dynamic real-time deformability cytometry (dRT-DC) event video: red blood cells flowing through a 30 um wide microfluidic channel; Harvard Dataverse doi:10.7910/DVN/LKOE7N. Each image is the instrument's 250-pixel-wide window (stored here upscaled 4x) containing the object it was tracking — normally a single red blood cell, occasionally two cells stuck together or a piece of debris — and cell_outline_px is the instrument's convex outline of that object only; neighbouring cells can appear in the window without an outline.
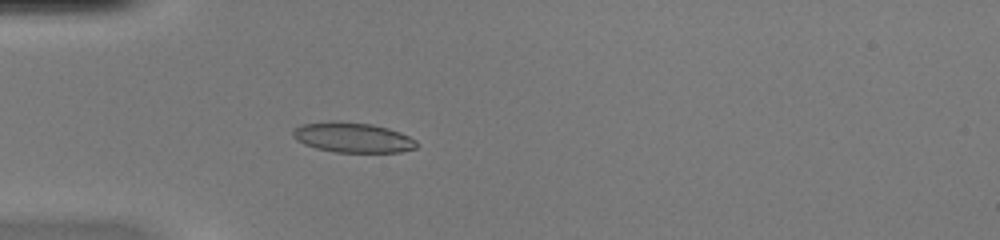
{"species": "common noctule bat (a hibernating species)", "species_latin": "Nyctalus noctula", "temperature_condition": "warm", "stored_images_in_passage": 51, "camera_frame_rate_fps": 3000, "um_per_image_px": 0.085, "animal": {"sex": "female", "body_mass_g": 20.0, "forearm_length_mm": 54.0}, "frame": {"image": 1, "passage_image": 16, "time_ms": 5.0, "image_size_px": [1000, 240], "cell_outline_px": [[420, 144], [416, 148], [400, 152], [336, 152], [316, 148], [304, 144], [296, 140], [292, 136], [292, 132], [300, 124], [332, 120], [372, 124], [388, 128], [400, 132], [416, 140]], "centroid_in_image_um": [29.98, 11.68], "position_along_channel_um": 55.0, "area_um2": 21.85}}
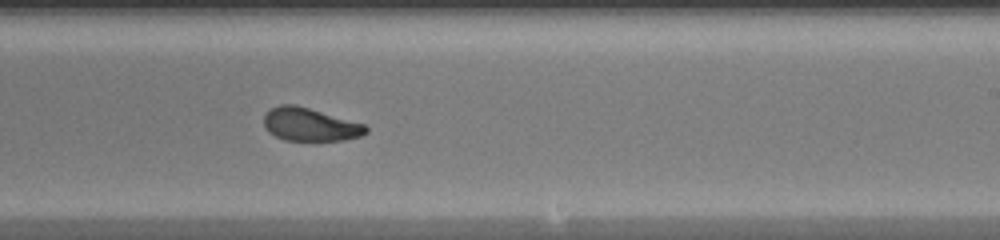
{"frame": {"image": 2, "passage_image": 32, "time_ms": 10.333, "image_size_px": [1000, 240], "cell_outline_px": [[368, 132], [360, 136], [344, 140], [284, 140], [268, 132], [264, 128], [264, 116], [272, 108], [280, 104], [296, 104], [364, 124], [368, 128]], "centroid_in_image_um": [26.34, 10.58], "position_along_channel_um": 262.7, "area_um2": 19.59}}
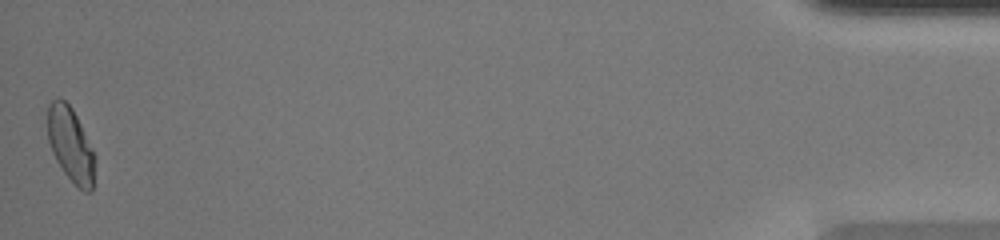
{"frame": {"image": 3, "passage_image": 51, "time_ms": 16.667, "image_size_px": [1000, 240], "cell_outline_px": [[96, 160], [92, 192], [84, 192], [64, 172], [56, 160], [52, 152], [48, 140], [48, 104], [52, 100], [60, 96], [72, 108], [96, 156]], "centroid_in_image_um": [6.01, 12.3], "position_along_channel_um": 429.2, "area_um2": 20.46}, "authors_computed_cell_mechanics": {"area_um2": 20.4612, "velocity_mm_per_s": 4.0805, "shape_relaxation_time_tau1_ms": 9.0493, "shape_relaxation_time_tau2_ms": 0.939, "deformation_change_tau1": 0.2589, "deformation_change_tau2": 0.0573}}